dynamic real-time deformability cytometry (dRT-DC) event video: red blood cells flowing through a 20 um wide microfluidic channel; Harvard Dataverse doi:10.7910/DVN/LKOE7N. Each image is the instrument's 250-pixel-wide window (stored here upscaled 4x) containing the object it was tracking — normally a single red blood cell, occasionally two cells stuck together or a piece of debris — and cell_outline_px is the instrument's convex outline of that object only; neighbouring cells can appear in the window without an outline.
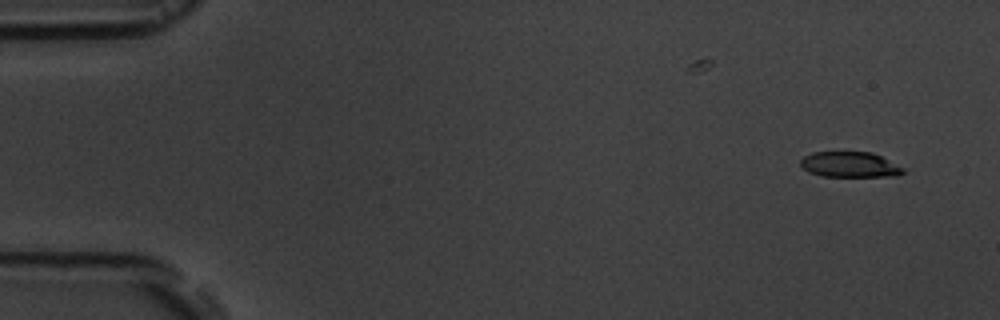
{"species": "common noctule bat (a hibernating species)", "species_latin": "Nyctalus noctula", "temperature_condition": "room temperature", "stored_images_in_passage": 7, "camera_frame_rate_fps": 3000, "um_per_image_px": 0.085, "animal": {"sex": "male", "body_mass_g": 19.5, "forearm_length_mm": 54.6}, "frame": {"image": 1, "passage_image": 2, "time_ms": 1.0, "image_size_px": [1000, 320], "cell_outline_px": [[904, 172], [896, 176], [820, 176], [808, 172], [800, 164], [800, 160], [804, 156], [812, 152], [872, 152], [904, 168]], "centroid_in_image_um": [72.2, 13.99], "position_along_channel_um": 12.8, "area_um2": 15.14}}
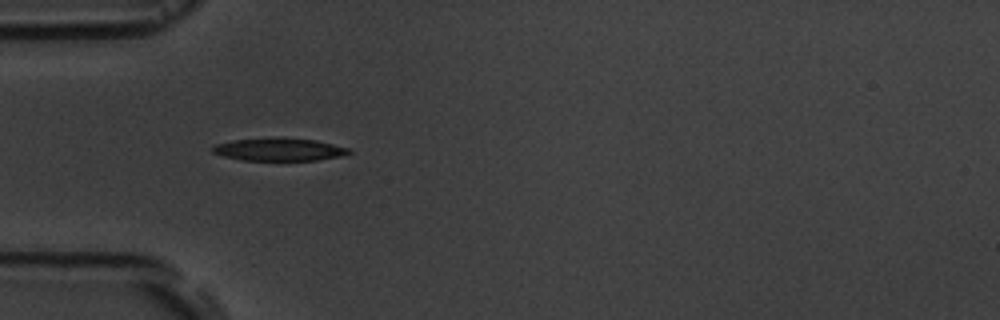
{"frame": {"image": 2, "passage_image": 6, "time_ms": 5.667, "image_size_px": [1000, 320], "cell_outline_px": [[352, 152], [340, 156], [316, 160], [240, 160], [224, 156], [212, 152], [212, 148], [216, 144], [236, 140], [316, 140], [348, 148]], "centroid_in_image_um": [23.73, 12.75], "position_along_channel_um": 61.3, "area_um2": 16.94}}
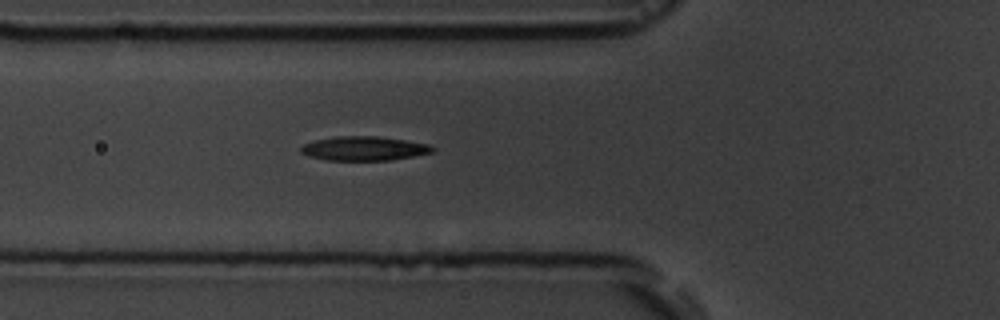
{"frame": {"image": 3, "passage_image": 7, "time_ms": 6.667, "image_size_px": [1000, 320], "cell_outline_px": [[436, 148], [432, 152], [392, 160], [328, 160], [308, 156], [300, 152], [300, 148], [304, 144], [312, 140], [336, 136], [376, 136], [404, 140], [428, 144]], "centroid_in_image_um": [30.9, 12.61], "position_along_channel_um": 94.9, "area_um2": 18.5}}